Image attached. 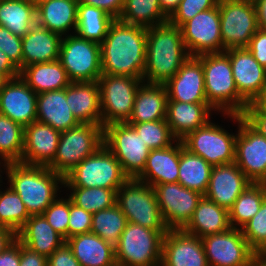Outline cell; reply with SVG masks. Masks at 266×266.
<instances>
[{
	"label": "cell",
	"mask_w": 266,
	"mask_h": 266,
	"mask_svg": "<svg viewBox=\"0 0 266 266\" xmlns=\"http://www.w3.org/2000/svg\"><path fill=\"white\" fill-rule=\"evenodd\" d=\"M20 266H47V257L20 243Z\"/></svg>",
	"instance_id": "obj_54"
},
{
	"label": "cell",
	"mask_w": 266,
	"mask_h": 266,
	"mask_svg": "<svg viewBox=\"0 0 266 266\" xmlns=\"http://www.w3.org/2000/svg\"><path fill=\"white\" fill-rule=\"evenodd\" d=\"M19 76L36 94L61 90L71 83L59 60L23 67Z\"/></svg>",
	"instance_id": "obj_34"
},
{
	"label": "cell",
	"mask_w": 266,
	"mask_h": 266,
	"mask_svg": "<svg viewBox=\"0 0 266 266\" xmlns=\"http://www.w3.org/2000/svg\"><path fill=\"white\" fill-rule=\"evenodd\" d=\"M161 266H209L201 238L169 230L163 237Z\"/></svg>",
	"instance_id": "obj_19"
},
{
	"label": "cell",
	"mask_w": 266,
	"mask_h": 266,
	"mask_svg": "<svg viewBox=\"0 0 266 266\" xmlns=\"http://www.w3.org/2000/svg\"><path fill=\"white\" fill-rule=\"evenodd\" d=\"M243 119L261 136L266 138V114L260 112L252 103L246 106Z\"/></svg>",
	"instance_id": "obj_52"
},
{
	"label": "cell",
	"mask_w": 266,
	"mask_h": 266,
	"mask_svg": "<svg viewBox=\"0 0 266 266\" xmlns=\"http://www.w3.org/2000/svg\"><path fill=\"white\" fill-rule=\"evenodd\" d=\"M230 228L232 227L229 221V211L202 196L190 222L183 230L203 238L207 235L223 233Z\"/></svg>",
	"instance_id": "obj_32"
},
{
	"label": "cell",
	"mask_w": 266,
	"mask_h": 266,
	"mask_svg": "<svg viewBox=\"0 0 266 266\" xmlns=\"http://www.w3.org/2000/svg\"><path fill=\"white\" fill-rule=\"evenodd\" d=\"M227 115L239 124L234 162L252 183H266V138L254 130L242 115Z\"/></svg>",
	"instance_id": "obj_14"
},
{
	"label": "cell",
	"mask_w": 266,
	"mask_h": 266,
	"mask_svg": "<svg viewBox=\"0 0 266 266\" xmlns=\"http://www.w3.org/2000/svg\"><path fill=\"white\" fill-rule=\"evenodd\" d=\"M24 149V127L0 114V158L6 163L20 162Z\"/></svg>",
	"instance_id": "obj_41"
},
{
	"label": "cell",
	"mask_w": 266,
	"mask_h": 266,
	"mask_svg": "<svg viewBox=\"0 0 266 266\" xmlns=\"http://www.w3.org/2000/svg\"><path fill=\"white\" fill-rule=\"evenodd\" d=\"M182 0H159L162 12L169 18Z\"/></svg>",
	"instance_id": "obj_59"
},
{
	"label": "cell",
	"mask_w": 266,
	"mask_h": 266,
	"mask_svg": "<svg viewBox=\"0 0 266 266\" xmlns=\"http://www.w3.org/2000/svg\"><path fill=\"white\" fill-rule=\"evenodd\" d=\"M58 60L71 82L98 81L102 75L100 44L77 34L62 38Z\"/></svg>",
	"instance_id": "obj_12"
},
{
	"label": "cell",
	"mask_w": 266,
	"mask_h": 266,
	"mask_svg": "<svg viewBox=\"0 0 266 266\" xmlns=\"http://www.w3.org/2000/svg\"><path fill=\"white\" fill-rule=\"evenodd\" d=\"M17 240L47 258L66 242L43 215H31L17 233Z\"/></svg>",
	"instance_id": "obj_28"
},
{
	"label": "cell",
	"mask_w": 266,
	"mask_h": 266,
	"mask_svg": "<svg viewBox=\"0 0 266 266\" xmlns=\"http://www.w3.org/2000/svg\"><path fill=\"white\" fill-rule=\"evenodd\" d=\"M211 110L216 111L209 103L168 101L166 121L172 134L181 140L189 132L203 127L210 119Z\"/></svg>",
	"instance_id": "obj_27"
},
{
	"label": "cell",
	"mask_w": 266,
	"mask_h": 266,
	"mask_svg": "<svg viewBox=\"0 0 266 266\" xmlns=\"http://www.w3.org/2000/svg\"><path fill=\"white\" fill-rule=\"evenodd\" d=\"M253 259H265L266 260V241L254 251Z\"/></svg>",
	"instance_id": "obj_61"
},
{
	"label": "cell",
	"mask_w": 266,
	"mask_h": 266,
	"mask_svg": "<svg viewBox=\"0 0 266 266\" xmlns=\"http://www.w3.org/2000/svg\"><path fill=\"white\" fill-rule=\"evenodd\" d=\"M253 266H266L265 259H253Z\"/></svg>",
	"instance_id": "obj_63"
},
{
	"label": "cell",
	"mask_w": 266,
	"mask_h": 266,
	"mask_svg": "<svg viewBox=\"0 0 266 266\" xmlns=\"http://www.w3.org/2000/svg\"><path fill=\"white\" fill-rule=\"evenodd\" d=\"M115 19L102 9L78 4L75 33L86 40L101 44Z\"/></svg>",
	"instance_id": "obj_37"
},
{
	"label": "cell",
	"mask_w": 266,
	"mask_h": 266,
	"mask_svg": "<svg viewBox=\"0 0 266 266\" xmlns=\"http://www.w3.org/2000/svg\"><path fill=\"white\" fill-rule=\"evenodd\" d=\"M80 266H117L114 246L92 232L66 240Z\"/></svg>",
	"instance_id": "obj_29"
},
{
	"label": "cell",
	"mask_w": 266,
	"mask_h": 266,
	"mask_svg": "<svg viewBox=\"0 0 266 266\" xmlns=\"http://www.w3.org/2000/svg\"><path fill=\"white\" fill-rule=\"evenodd\" d=\"M66 101L79 123L102 125L97 81L71 82L66 87Z\"/></svg>",
	"instance_id": "obj_24"
},
{
	"label": "cell",
	"mask_w": 266,
	"mask_h": 266,
	"mask_svg": "<svg viewBox=\"0 0 266 266\" xmlns=\"http://www.w3.org/2000/svg\"><path fill=\"white\" fill-rule=\"evenodd\" d=\"M251 183L235 162L213 166L204 196L229 211Z\"/></svg>",
	"instance_id": "obj_22"
},
{
	"label": "cell",
	"mask_w": 266,
	"mask_h": 266,
	"mask_svg": "<svg viewBox=\"0 0 266 266\" xmlns=\"http://www.w3.org/2000/svg\"><path fill=\"white\" fill-rule=\"evenodd\" d=\"M134 127L146 145L152 149H162L174 144L178 139L172 134L166 119L143 123H128Z\"/></svg>",
	"instance_id": "obj_44"
},
{
	"label": "cell",
	"mask_w": 266,
	"mask_h": 266,
	"mask_svg": "<svg viewBox=\"0 0 266 266\" xmlns=\"http://www.w3.org/2000/svg\"><path fill=\"white\" fill-rule=\"evenodd\" d=\"M164 85L168 101L208 103L202 62L196 56H190Z\"/></svg>",
	"instance_id": "obj_21"
},
{
	"label": "cell",
	"mask_w": 266,
	"mask_h": 266,
	"mask_svg": "<svg viewBox=\"0 0 266 266\" xmlns=\"http://www.w3.org/2000/svg\"><path fill=\"white\" fill-rule=\"evenodd\" d=\"M218 2L219 0H182L178 8L168 18V22L180 28L199 12L216 7Z\"/></svg>",
	"instance_id": "obj_47"
},
{
	"label": "cell",
	"mask_w": 266,
	"mask_h": 266,
	"mask_svg": "<svg viewBox=\"0 0 266 266\" xmlns=\"http://www.w3.org/2000/svg\"><path fill=\"white\" fill-rule=\"evenodd\" d=\"M0 266H20V242L18 240L0 254Z\"/></svg>",
	"instance_id": "obj_55"
},
{
	"label": "cell",
	"mask_w": 266,
	"mask_h": 266,
	"mask_svg": "<svg viewBox=\"0 0 266 266\" xmlns=\"http://www.w3.org/2000/svg\"><path fill=\"white\" fill-rule=\"evenodd\" d=\"M18 1H24V2H28V3H32V0H18Z\"/></svg>",
	"instance_id": "obj_65"
},
{
	"label": "cell",
	"mask_w": 266,
	"mask_h": 266,
	"mask_svg": "<svg viewBox=\"0 0 266 266\" xmlns=\"http://www.w3.org/2000/svg\"><path fill=\"white\" fill-rule=\"evenodd\" d=\"M230 59L238 94L252 103L266 88V69L247 48H231L224 51Z\"/></svg>",
	"instance_id": "obj_18"
},
{
	"label": "cell",
	"mask_w": 266,
	"mask_h": 266,
	"mask_svg": "<svg viewBox=\"0 0 266 266\" xmlns=\"http://www.w3.org/2000/svg\"><path fill=\"white\" fill-rule=\"evenodd\" d=\"M266 69V31L258 29L246 47Z\"/></svg>",
	"instance_id": "obj_51"
},
{
	"label": "cell",
	"mask_w": 266,
	"mask_h": 266,
	"mask_svg": "<svg viewBox=\"0 0 266 266\" xmlns=\"http://www.w3.org/2000/svg\"><path fill=\"white\" fill-rule=\"evenodd\" d=\"M36 121L62 132L79 124L66 101V88L37 94Z\"/></svg>",
	"instance_id": "obj_31"
},
{
	"label": "cell",
	"mask_w": 266,
	"mask_h": 266,
	"mask_svg": "<svg viewBox=\"0 0 266 266\" xmlns=\"http://www.w3.org/2000/svg\"><path fill=\"white\" fill-rule=\"evenodd\" d=\"M72 190L69 198L77 206L90 213H96L116 204L117 190L96 187H67Z\"/></svg>",
	"instance_id": "obj_43"
},
{
	"label": "cell",
	"mask_w": 266,
	"mask_h": 266,
	"mask_svg": "<svg viewBox=\"0 0 266 266\" xmlns=\"http://www.w3.org/2000/svg\"><path fill=\"white\" fill-rule=\"evenodd\" d=\"M10 187L20 196L29 215H42L54 202L59 183L64 177L47 166L26 165L20 162L3 164Z\"/></svg>",
	"instance_id": "obj_3"
},
{
	"label": "cell",
	"mask_w": 266,
	"mask_h": 266,
	"mask_svg": "<svg viewBox=\"0 0 266 266\" xmlns=\"http://www.w3.org/2000/svg\"><path fill=\"white\" fill-rule=\"evenodd\" d=\"M118 20L150 28L167 23L168 17L162 12L159 0H124V7Z\"/></svg>",
	"instance_id": "obj_38"
},
{
	"label": "cell",
	"mask_w": 266,
	"mask_h": 266,
	"mask_svg": "<svg viewBox=\"0 0 266 266\" xmlns=\"http://www.w3.org/2000/svg\"><path fill=\"white\" fill-rule=\"evenodd\" d=\"M48 1V0H32V3L37 7L38 5H40L41 3Z\"/></svg>",
	"instance_id": "obj_64"
},
{
	"label": "cell",
	"mask_w": 266,
	"mask_h": 266,
	"mask_svg": "<svg viewBox=\"0 0 266 266\" xmlns=\"http://www.w3.org/2000/svg\"><path fill=\"white\" fill-rule=\"evenodd\" d=\"M237 134H230L208 121L203 127L189 132L181 139L184 147L202 157L211 166L234 163Z\"/></svg>",
	"instance_id": "obj_13"
},
{
	"label": "cell",
	"mask_w": 266,
	"mask_h": 266,
	"mask_svg": "<svg viewBox=\"0 0 266 266\" xmlns=\"http://www.w3.org/2000/svg\"><path fill=\"white\" fill-rule=\"evenodd\" d=\"M77 2L102 9L114 19H119L124 7V0H77Z\"/></svg>",
	"instance_id": "obj_53"
},
{
	"label": "cell",
	"mask_w": 266,
	"mask_h": 266,
	"mask_svg": "<svg viewBox=\"0 0 266 266\" xmlns=\"http://www.w3.org/2000/svg\"><path fill=\"white\" fill-rule=\"evenodd\" d=\"M180 29L190 56L223 52L219 5L199 12Z\"/></svg>",
	"instance_id": "obj_15"
},
{
	"label": "cell",
	"mask_w": 266,
	"mask_h": 266,
	"mask_svg": "<svg viewBox=\"0 0 266 266\" xmlns=\"http://www.w3.org/2000/svg\"><path fill=\"white\" fill-rule=\"evenodd\" d=\"M266 198V183H251L229 210L232 228L241 229L260 209Z\"/></svg>",
	"instance_id": "obj_39"
},
{
	"label": "cell",
	"mask_w": 266,
	"mask_h": 266,
	"mask_svg": "<svg viewBox=\"0 0 266 266\" xmlns=\"http://www.w3.org/2000/svg\"><path fill=\"white\" fill-rule=\"evenodd\" d=\"M209 266H253L254 251L241 229L201 238Z\"/></svg>",
	"instance_id": "obj_17"
},
{
	"label": "cell",
	"mask_w": 266,
	"mask_h": 266,
	"mask_svg": "<svg viewBox=\"0 0 266 266\" xmlns=\"http://www.w3.org/2000/svg\"><path fill=\"white\" fill-rule=\"evenodd\" d=\"M126 224V216L119 206L114 204L110 208L93 213L90 232L115 246L119 242Z\"/></svg>",
	"instance_id": "obj_40"
},
{
	"label": "cell",
	"mask_w": 266,
	"mask_h": 266,
	"mask_svg": "<svg viewBox=\"0 0 266 266\" xmlns=\"http://www.w3.org/2000/svg\"><path fill=\"white\" fill-rule=\"evenodd\" d=\"M252 104L262 113L266 114V88L262 93L252 102Z\"/></svg>",
	"instance_id": "obj_60"
},
{
	"label": "cell",
	"mask_w": 266,
	"mask_h": 266,
	"mask_svg": "<svg viewBox=\"0 0 266 266\" xmlns=\"http://www.w3.org/2000/svg\"><path fill=\"white\" fill-rule=\"evenodd\" d=\"M212 168L202 157L187 150L180 140L179 184L204 196Z\"/></svg>",
	"instance_id": "obj_35"
},
{
	"label": "cell",
	"mask_w": 266,
	"mask_h": 266,
	"mask_svg": "<svg viewBox=\"0 0 266 266\" xmlns=\"http://www.w3.org/2000/svg\"><path fill=\"white\" fill-rule=\"evenodd\" d=\"M147 28L115 19L101 46L102 74L143 78Z\"/></svg>",
	"instance_id": "obj_1"
},
{
	"label": "cell",
	"mask_w": 266,
	"mask_h": 266,
	"mask_svg": "<svg viewBox=\"0 0 266 266\" xmlns=\"http://www.w3.org/2000/svg\"><path fill=\"white\" fill-rule=\"evenodd\" d=\"M163 220L169 230H183L190 222L202 194L177 183L153 186Z\"/></svg>",
	"instance_id": "obj_16"
},
{
	"label": "cell",
	"mask_w": 266,
	"mask_h": 266,
	"mask_svg": "<svg viewBox=\"0 0 266 266\" xmlns=\"http://www.w3.org/2000/svg\"><path fill=\"white\" fill-rule=\"evenodd\" d=\"M62 36L35 24L22 37V68L59 59Z\"/></svg>",
	"instance_id": "obj_26"
},
{
	"label": "cell",
	"mask_w": 266,
	"mask_h": 266,
	"mask_svg": "<svg viewBox=\"0 0 266 266\" xmlns=\"http://www.w3.org/2000/svg\"><path fill=\"white\" fill-rule=\"evenodd\" d=\"M47 266H80V263L65 242L47 258Z\"/></svg>",
	"instance_id": "obj_50"
},
{
	"label": "cell",
	"mask_w": 266,
	"mask_h": 266,
	"mask_svg": "<svg viewBox=\"0 0 266 266\" xmlns=\"http://www.w3.org/2000/svg\"><path fill=\"white\" fill-rule=\"evenodd\" d=\"M37 94L20 76L10 79L0 91V114L24 128L37 119Z\"/></svg>",
	"instance_id": "obj_20"
},
{
	"label": "cell",
	"mask_w": 266,
	"mask_h": 266,
	"mask_svg": "<svg viewBox=\"0 0 266 266\" xmlns=\"http://www.w3.org/2000/svg\"><path fill=\"white\" fill-rule=\"evenodd\" d=\"M223 52L246 48L258 27L254 0H219Z\"/></svg>",
	"instance_id": "obj_11"
},
{
	"label": "cell",
	"mask_w": 266,
	"mask_h": 266,
	"mask_svg": "<svg viewBox=\"0 0 266 266\" xmlns=\"http://www.w3.org/2000/svg\"><path fill=\"white\" fill-rule=\"evenodd\" d=\"M30 217L20 196L9 186L0 190V227L18 233Z\"/></svg>",
	"instance_id": "obj_42"
},
{
	"label": "cell",
	"mask_w": 266,
	"mask_h": 266,
	"mask_svg": "<svg viewBox=\"0 0 266 266\" xmlns=\"http://www.w3.org/2000/svg\"><path fill=\"white\" fill-rule=\"evenodd\" d=\"M128 179L120 162L103 144L64 177V187H102L118 190Z\"/></svg>",
	"instance_id": "obj_6"
},
{
	"label": "cell",
	"mask_w": 266,
	"mask_h": 266,
	"mask_svg": "<svg viewBox=\"0 0 266 266\" xmlns=\"http://www.w3.org/2000/svg\"><path fill=\"white\" fill-rule=\"evenodd\" d=\"M256 10L258 27L260 30L266 31V0H254Z\"/></svg>",
	"instance_id": "obj_58"
},
{
	"label": "cell",
	"mask_w": 266,
	"mask_h": 266,
	"mask_svg": "<svg viewBox=\"0 0 266 266\" xmlns=\"http://www.w3.org/2000/svg\"><path fill=\"white\" fill-rule=\"evenodd\" d=\"M0 49L19 70L22 69V37L16 36L1 25Z\"/></svg>",
	"instance_id": "obj_48"
},
{
	"label": "cell",
	"mask_w": 266,
	"mask_h": 266,
	"mask_svg": "<svg viewBox=\"0 0 266 266\" xmlns=\"http://www.w3.org/2000/svg\"><path fill=\"white\" fill-rule=\"evenodd\" d=\"M17 240V233L11 229L0 227V254Z\"/></svg>",
	"instance_id": "obj_57"
},
{
	"label": "cell",
	"mask_w": 266,
	"mask_h": 266,
	"mask_svg": "<svg viewBox=\"0 0 266 266\" xmlns=\"http://www.w3.org/2000/svg\"><path fill=\"white\" fill-rule=\"evenodd\" d=\"M169 230H152L127 222L114 246L117 266H161L162 242Z\"/></svg>",
	"instance_id": "obj_5"
},
{
	"label": "cell",
	"mask_w": 266,
	"mask_h": 266,
	"mask_svg": "<svg viewBox=\"0 0 266 266\" xmlns=\"http://www.w3.org/2000/svg\"><path fill=\"white\" fill-rule=\"evenodd\" d=\"M103 144L120 162L128 178H137L142 173L151 149L132 125L113 123L104 126Z\"/></svg>",
	"instance_id": "obj_10"
},
{
	"label": "cell",
	"mask_w": 266,
	"mask_h": 266,
	"mask_svg": "<svg viewBox=\"0 0 266 266\" xmlns=\"http://www.w3.org/2000/svg\"><path fill=\"white\" fill-rule=\"evenodd\" d=\"M116 204L127 222L152 230H169L165 224L152 186L129 178L116 192Z\"/></svg>",
	"instance_id": "obj_8"
},
{
	"label": "cell",
	"mask_w": 266,
	"mask_h": 266,
	"mask_svg": "<svg viewBox=\"0 0 266 266\" xmlns=\"http://www.w3.org/2000/svg\"><path fill=\"white\" fill-rule=\"evenodd\" d=\"M102 145V125L79 123L60 133L56 155L47 167L65 177L84 158L94 154Z\"/></svg>",
	"instance_id": "obj_7"
},
{
	"label": "cell",
	"mask_w": 266,
	"mask_h": 266,
	"mask_svg": "<svg viewBox=\"0 0 266 266\" xmlns=\"http://www.w3.org/2000/svg\"><path fill=\"white\" fill-rule=\"evenodd\" d=\"M196 57L202 62L207 102L224 115H242L248 103L238 94L229 56L219 52Z\"/></svg>",
	"instance_id": "obj_4"
},
{
	"label": "cell",
	"mask_w": 266,
	"mask_h": 266,
	"mask_svg": "<svg viewBox=\"0 0 266 266\" xmlns=\"http://www.w3.org/2000/svg\"><path fill=\"white\" fill-rule=\"evenodd\" d=\"M102 126L127 123L143 78L102 74L98 79Z\"/></svg>",
	"instance_id": "obj_9"
},
{
	"label": "cell",
	"mask_w": 266,
	"mask_h": 266,
	"mask_svg": "<svg viewBox=\"0 0 266 266\" xmlns=\"http://www.w3.org/2000/svg\"><path fill=\"white\" fill-rule=\"evenodd\" d=\"M249 247L255 251L266 241V198L259 211L241 228Z\"/></svg>",
	"instance_id": "obj_45"
},
{
	"label": "cell",
	"mask_w": 266,
	"mask_h": 266,
	"mask_svg": "<svg viewBox=\"0 0 266 266\" xmlns=\"http://www.w3.org/2000/svg\"><path fill=\"white\" fill-rule=\"evenodd\" d=\"M167 89L164 84L141 83L135 96L132 115L127 123L166 119Z\"/></svg>",
	"instance_id": "obj_30"
},
{
	"label": "cell",
	"mask_w": 266,
	"mask_h": 266,
	"mask_svg": "<svg viewBox=\"0 0 266 266\" xmlns=\"http://www.w3.org/2000/svg\"><path fill=\"white\" fill-rule=\"evenodd\" d=\"M189 57L179 27L167 22L147 28L143 82L165 84Z\"/></svg>",
	"instance_id": "obj_2"
},
{
	"label": "cell",
	"mask_w": 266,
	"mask_h": 266,
	"mask_svg": "<svg viewBox=\"0 0 266 266\" xmlns=\"http://www.w3.org/2000/svg\"><path fill=\"white\" fill-rule=\"evenodd\" d=\"M60 133L50 125L38 121L26 126L21 163L48 166L56 155Z\"/></svg>",
	"instance_id": "obj_23"
},
{
	"label": "cell",
	"mask_w": 266,
	"mask_h": 266,
	"mask_svg": "<svg viewBox=\"0 0 266 266\" xmlns=\"http://www.w3.org/2000/svg\"><path fill=\"white\" fill-rule=\"evenodd\" d=\"M51 227L58 232L65 240L68 239L69 223V198L58 199L52 202L42 214Z\"/></svg>",
	"instance_id": "obj_46"
},
{
	"label": "cell",
	"mask_w": 266,
	"mask_h": 266,
	"mask_svg": "<svg viewBox=\"0 0 266 266\" xmlns=\"http://www.w3.org/2000/svg\"><path fill=\"white\" fill-rule=\"evenodd\" d=\"M180 160V140L175 146L150 150L142 173L136 178L139 181L155 186L164 183H177Z\"/></svg>",
	"instance_id": "obj_25"
},
{
	"label": "cell",
	"mask_w": 266,
	"mask_h": 266,
	"mask_svg": "<svg viewBox=\"0 0 266 266\" xmlns=\"http://www.w3.org/2000/svg\"><path fill=\"white\" fill-rule=\"evenodd\" d=\"M77 0H48L36 7V24L59 35L77 27Z\"/></svg>",
	"instance_id": "obj_33"
},
{
	"label": "cell",
	"mask_w": 266,
	"mask_h": 266,
	"mask_svg": "<svg viewBox=\"0 0 266 266\" xmlns=\"http://www.w3.org/2000/svg\"><path fill=\"white\" fill-rule=\"evenodd\" d=\"M10 79L4 74L0 72V91L4 88L5 84L9 81Z\"/></svg>",
	"instance_id": "obj_62"
},
{
	"label": "cell",
	"mask_w": 266,
	"mask_h": 266,
	"mask_svg": "<svg viewBox=\"0 0 266 266\" xmlns=\"http://www.w3.org/2000/svg\"><path fill=\"white\" fill-rule=\"evenodd\" d=\"M69 213L68 238L90 232L92 226V213L87 212L83 208L74 204L70 198Z\"/></svg>",
	"instance_id": "obj_49"
},
{
	"label": "cell",
	"mask_w": 266,
	"mask_h": 266,
	"mask_svg": "<svg viewBox=\"0 0 266 266\" xmlns=\"http://www.w3.org/2000/svg\"><path fill=\"white\" fill-rule=\"evenodd\" d=\"M36 24V6L18 0H0V25L19 37Z\"/></svg>",
	"instance_id": "obj_36"
},
{
	"label": "cell",
	"mask_w": 266,
	"mask_h": 266,
	"mask_svg": "<svg viewBox=\"0 0 266 266\" xmlns=\"http://www.w3.org/2000/svg\"><path fill=\"white\" fill-rule=\"evenodd\" d=\"M0 72L9 79L19 76L20 70L10 61L8 56L0 49Z\"/></svg>",
	"instance_id": "obj_56"
}]
</instances>
